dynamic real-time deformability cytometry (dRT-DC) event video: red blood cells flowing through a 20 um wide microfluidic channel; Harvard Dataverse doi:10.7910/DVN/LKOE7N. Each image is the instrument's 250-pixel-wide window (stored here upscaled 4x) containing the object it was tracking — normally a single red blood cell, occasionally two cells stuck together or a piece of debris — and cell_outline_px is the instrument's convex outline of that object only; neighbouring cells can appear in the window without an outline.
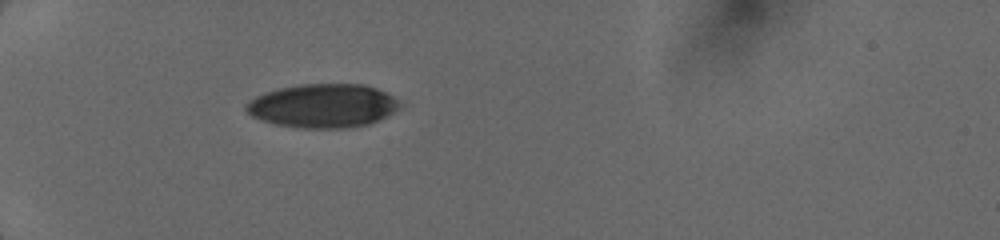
{"species": "human", "species_latin": "Homo sapiens", "temperature_condition": "cold", "stored_images_in_passage": 6, "camera_frame_rate_fps": 3000, "um_per_image_px": 0.085, "donor": {"sex": "female"}, "frame": {"image": 1, "passage_image": 1, "time_ms": 0.0, "image_size_px": [1000, 240], "cell_outline_px": [[404, 104], [400, 108], [368, 124], [344, 128], [296, 128], [276, 124], [252, 116], [244, 108], [256, 96], [280, 88], [300, 84], [364, 84], [376, 88], [392, 96]], "centroid_in_image_um": [27.47, 8.99], "position_along_channel_um": 57.5, "area_um2": 38.78}}
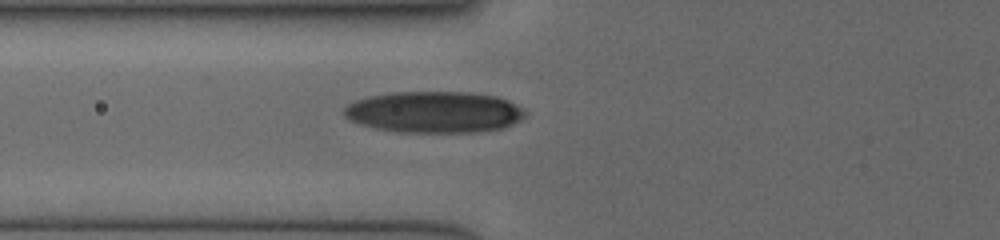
{"frame": {"image": 2, "passage_image": 4, "time_ms": 1.333, "image_size_px": [1000, 240], "cell_outline_px": [[524, 116], [520, 120], [504, 128], [480, 132], [400, 132], [376, 128], [360, 124], [348, 120], [344, 116], [344, 108], [348, 104], [356, 100], [368, 96], [392, 92], [472, 92], [496, 96], [508, 100], [524, 108]], "centroid_in_image_um": [36.91, 9.52], "position_along_channel_um": 88.9, "area_um2": 43.93}}
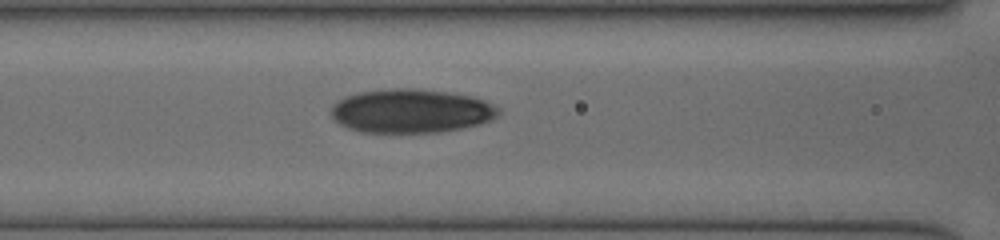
{"frame": {"image": 3, "passage_image": 6, "time_ms": 2.333, "image_size_px": [1000, 240], "cell_outline_px": [[500, 112], [492, 120], [460, 128], [440, 132], [360, 132], [348, 128], [332, 120], [332, 108], [340, 100], [348, 96], [360, 92], [392, 88], [416, 88], [444, 92], [468, 96], [484, 100], [500, 108]], "centroid_in_image_um": [34.94, 9.44], "position_along_channel_um": 131.7, "area_um2": 42.31}}